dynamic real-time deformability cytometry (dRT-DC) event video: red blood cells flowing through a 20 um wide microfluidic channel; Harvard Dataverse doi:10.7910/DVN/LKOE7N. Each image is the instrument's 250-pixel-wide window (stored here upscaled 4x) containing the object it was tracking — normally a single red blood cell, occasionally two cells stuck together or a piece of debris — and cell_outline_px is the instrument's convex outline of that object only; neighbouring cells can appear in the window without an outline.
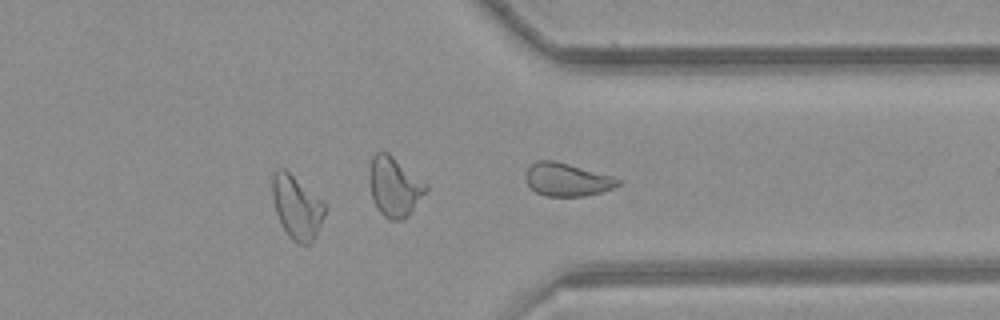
{"species": "common noctule bat (a hibernating species)", "species_latin": "Nyctalus noctula", "temperature_condition": "room temperature", "stored_images_in_passage": 40, "camera_frame_rate_fps": 3000, "um_per_image_px": 0.085, "animal": {"sex": "female", "body_mass_g": 21.9}, "frame": {"image": 1, "passage_image": 29, "time_ms": 9.333, "image_size_px": [1000, 320], "cell_outline_px": [[328, 208], [316, 236], [308, 244], [300, 244], [292, 240], [280, 224], [276, 212], [272, 196], [272, 172], [276, 168], [284, 168], [320, 200]], "centroid_in_image_um": [25.21, 17.62], "position_along_channel_um": 386.2, "area_um2": 19.25}, "authors_computed_cell_mechanics": {"area_um2": 18.5538, "velocity_mm_per_s": 3.8549, "shape_relaxation_time_tau1_ms": null, "shape_relaxation_time_tau2_ms": 6.1702, "deformation_change_tau1": null, "deformation_change_tau2": 0.1424}}